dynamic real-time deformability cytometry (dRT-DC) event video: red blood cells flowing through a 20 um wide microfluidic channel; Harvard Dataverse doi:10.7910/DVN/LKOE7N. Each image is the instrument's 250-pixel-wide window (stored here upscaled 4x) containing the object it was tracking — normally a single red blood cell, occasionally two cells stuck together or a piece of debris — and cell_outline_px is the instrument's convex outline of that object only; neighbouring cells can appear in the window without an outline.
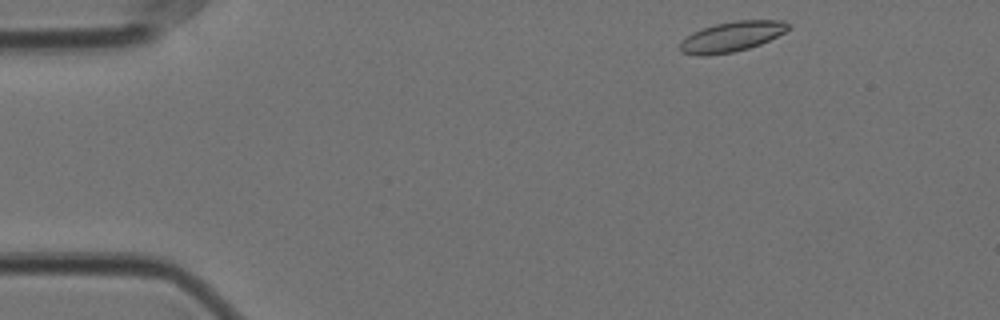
{"species": "Egyptian fruit bat (a non-hibernating species)", "species_latin": "Rousettus aegyptiacus", "temperature_condition": "cold", "stored_images_in_passage": 9, "camera_frame_rate_fps": 3000, "um_per_image_px": 0.085, "animal": {"sex": "female"}, "frame": {"image": 1, "passage_image": 1, "time_ms": 0.0, "image_size_px": [1000, 320], "cell_outline_px": [[792, 24], [784, 32], [760, 44], [748, 48], [732, 52], [708, 56], [696, 56], [680, 52], [680, 40], [692, 32], [716, 24], [736, 20], [784, 20]], "centroid_in_image_um": [62.16, 3.12], "position_along_channel_um": 22.8, "area_um2": 19.07}}